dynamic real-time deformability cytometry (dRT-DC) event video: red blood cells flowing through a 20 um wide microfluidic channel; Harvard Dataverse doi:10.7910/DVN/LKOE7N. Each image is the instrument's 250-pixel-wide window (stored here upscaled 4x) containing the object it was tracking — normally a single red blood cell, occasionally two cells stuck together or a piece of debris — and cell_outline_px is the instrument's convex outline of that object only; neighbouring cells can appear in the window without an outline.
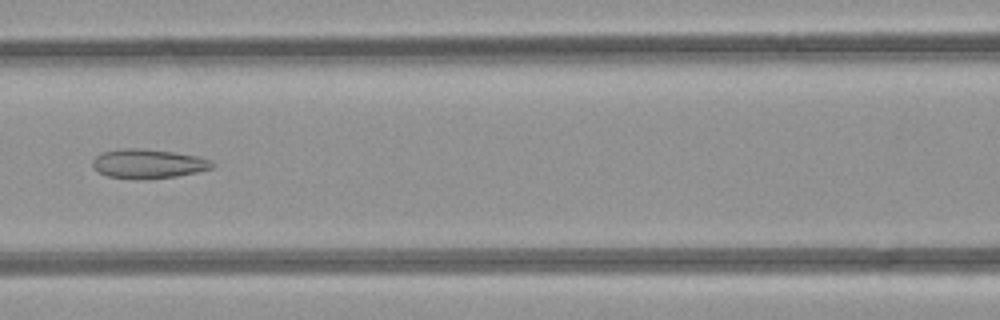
{"species": "common noctule bat (a hibernating species)", "species_latin": "Nyctalus noctula", "temperature_condition": "room temperature", "stored_images_in_passage": 49, "camera_frame_rate_fps": 3000, "um_per_image_px": 0.085, "animal": {"sex": "female", "body_mass_g": 21.9}, "frame": {"image": 1, "passage_image": 22, "time_ms": 7.0, "image_size_px": [1000, 320], "cell_outline_px": [[216, 164], [212, 168], [196, 172], [176, 176], [144, 180], [136, 180], [108, 176], [92, 168], [92, 160], [96, 156], [104, 152], [124, 148], [132, 148], [172, 152], [196, 156], [212, 160]], "centroid_in_image_um": [12.59, 13.94], "position_along_channel_um": 154.0, "area_um2": 20.35}}
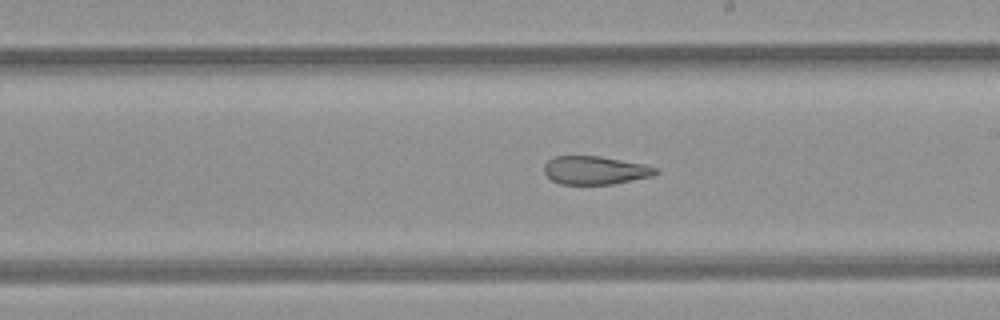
{"frame": {"image": 2, "passage_image": 28, "time_ms": 9.0, "image_size_px": [1000, 320], "cell_outline_px": [[660, 172], [652, 176], [612, 184], [560, 184], [552, 180], [544, 172], [544, 164], [548, 160], [556, 156], [600, 156], [644, 164], [660, 168]], "centroid_in_image_um": [50.61, 14.47], "position_along_channel_um": 238.4, "area_um2": 18.44}}
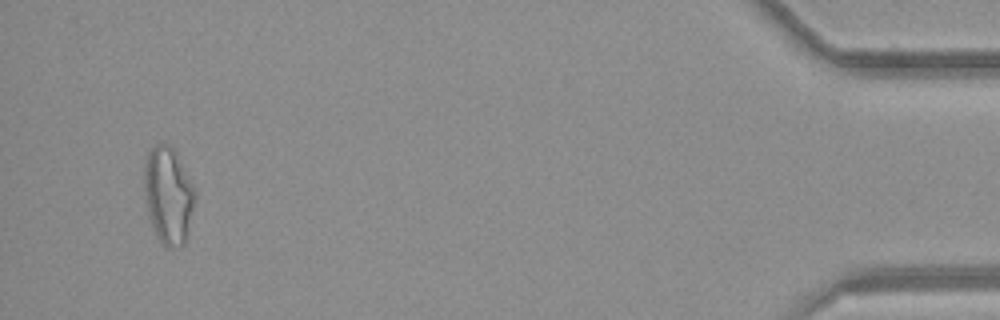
{"frame": {"image": 3, "passage_image": 47, "time_ms": 15.333, "image_size_px": [1000, 320], "cell_outline_px": [[196, 196], [188, 236], [184, 244], [168, 248], [164, 248], [148, 220], [144, 192], [144, 164], [152, 148], [156, 144], [168, 144], [172, 148], [196, 192]], "centroid_in_image_um": [14.29, 16.68], "position_along_channel_um": 420.9, "area_um2": 28.61}, "authors_computed_cell_mechanics": {"area_um2": 24.0448, "velocity_mm_per_s": 4.2337, "shape_relaxation_time_tau1_ms": null, "shape_relaxation_time_tau2_ms": 2.4154, "deformation_change_tau1": null, "deformation_change_tau2": 0.1081}}